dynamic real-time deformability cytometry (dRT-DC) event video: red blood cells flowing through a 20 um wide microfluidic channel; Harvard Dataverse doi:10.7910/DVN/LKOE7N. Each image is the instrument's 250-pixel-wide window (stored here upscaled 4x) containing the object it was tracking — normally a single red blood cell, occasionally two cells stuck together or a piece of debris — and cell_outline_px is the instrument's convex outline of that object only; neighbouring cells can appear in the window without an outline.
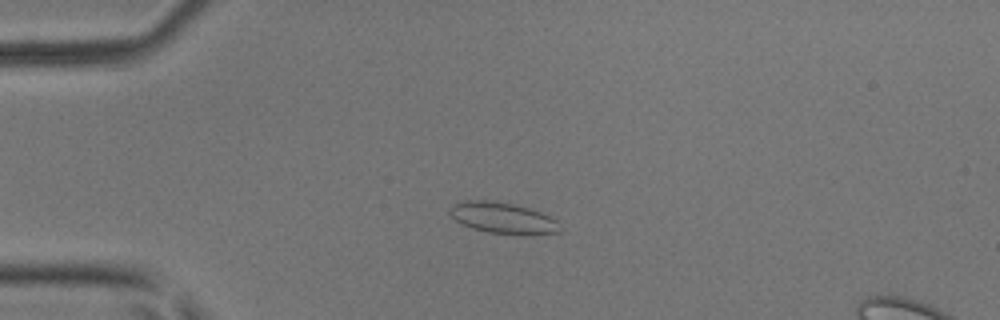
{"species": "common noctule bat (a hibernating species)", "species_latin": "Nyctalus noctula", "temperature_condition": "room temperature", "stored_images_in_passage": 5, "camera_frame_rate_fps": 3000, "um_per_image_px": 0.085, "animal": {"sex": "male", "body_mass_g": 17.9, "forearm_length_mm": 54.2}, "frame": {"image": 1, "passage_image": 5, "time_ms": 1.333, "image_size_px": [1000, 320], "cell_outline_px": [[560, 232], [488, 232], [472, 228], [456, 220], [448, 212], [452, 204], [464, 200], [484, 200], [512, 204], [528, 208], [540, 212], [556, 220]], "centroid_in_image_um": [42.63, 18.47], "position_along_channel_um": 42.4, "area_um2": 18.84}}